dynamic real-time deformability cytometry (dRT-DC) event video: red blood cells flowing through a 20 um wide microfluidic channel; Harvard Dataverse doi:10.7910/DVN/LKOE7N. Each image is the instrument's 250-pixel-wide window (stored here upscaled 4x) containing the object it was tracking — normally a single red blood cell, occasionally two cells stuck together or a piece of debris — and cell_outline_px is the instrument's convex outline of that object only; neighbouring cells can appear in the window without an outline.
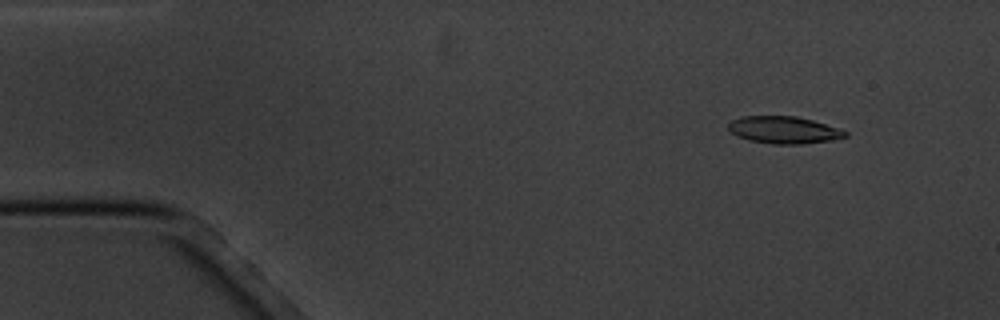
{"species": "common noctule bat (a hibernating species)", "species_latin": "Nyctalus noctula", "temperature_condition": "cold", "stored_images_in_passage": 5, "camera_frame_rate_fps": 3000, "um_per_image_px": 0.085, "animal": {"sex": "male", "body_mass_g": 20.1, "forearm_length_mm": 53.5}, "frame": {"image": 1, "passage_image": 2, "time_ms": 1.333, "image_size_px": [1000, 320], "cell_outline_px": [[848, 136], [832, 140], [800, 144], [772, 144], [748, 140], [736, 136], [728, 128], [728, 124], [732, 120], [740, 116], [796, 116], [812, 120], [840, 128], [848, 132]], "centroid_in_image_um": [66.63, 11.04], "position_along_channel_um": 18.4, "area_um2": 18.61}}
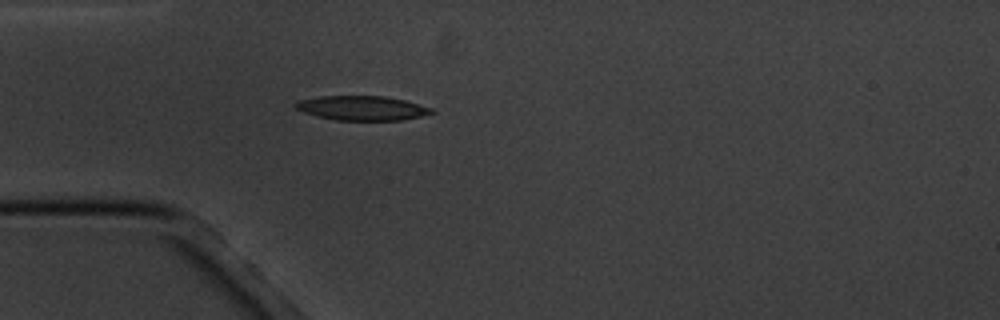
{"frame": {"image": 2, "passage_image": 5, "time_ms": 4.667, "image_size_px": [1000, 320], "cell_outline_px": [[436, 112], [420, 116], [400, 120], [336, 120], [316, 116], [304, 112], [296, 108], [292, 104], [300, 100], [320, 96], [384, 96], [404, 100], [432, 108]], "centroid_in_image_um": [30.75, 9.18], "position_along_channel_um": 54.2, "area_um2": 19.25}}